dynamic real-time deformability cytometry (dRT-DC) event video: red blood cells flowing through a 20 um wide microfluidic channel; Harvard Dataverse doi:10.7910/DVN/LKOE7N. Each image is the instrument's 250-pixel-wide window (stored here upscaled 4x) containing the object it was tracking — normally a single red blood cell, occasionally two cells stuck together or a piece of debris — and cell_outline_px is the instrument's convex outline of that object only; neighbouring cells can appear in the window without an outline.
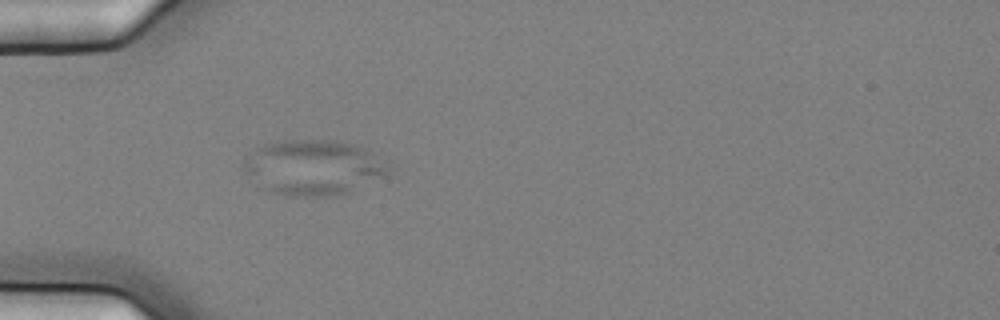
{"species": "common noctule bat (a hibernating species)", "species_latin": "Nyctalus noctula", "temperature_condition": "cold", "stored_images_in_passage": 4, "camera_frame_rate_fps": 3000, "um_per_image_px": 0.085, "animal": {"sex": "female", "body_mass_g": 25.1}, "frame": {"image": 1, "passage_image": 4, "time_ms": 1.0, "image_size_px": [1000, 320], "cell_outline_px": [[388, 172], [348, 192], [328, 196], [288, 196], [268, 192], [256, 188], [244, 172], [244, 160], [256, 148], [264, 144], [292, 140], [332, 140], [352, 144], [364, 148], [388, 168]], "centroid_in_image_um": [26.47, 14.25], "position_along_channel_um": 58.5, "area_um2": 45.84}}